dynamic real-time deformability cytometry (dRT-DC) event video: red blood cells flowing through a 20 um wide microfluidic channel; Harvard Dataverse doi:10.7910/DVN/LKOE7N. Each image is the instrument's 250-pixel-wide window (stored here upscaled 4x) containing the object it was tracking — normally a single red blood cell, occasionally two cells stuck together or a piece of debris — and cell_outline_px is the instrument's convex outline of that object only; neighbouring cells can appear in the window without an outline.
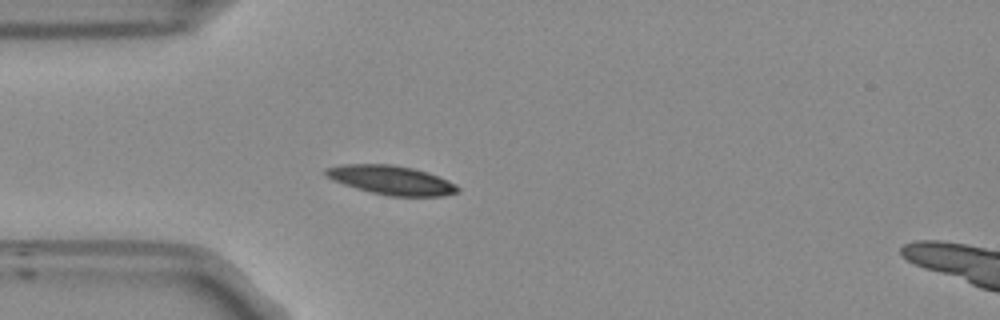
{"species": "Egyptian fruit bat (a non-hibernating species)", "species_latin": "Rousettus aegyptiacus", "temperature_condition": "room temperature", "stored_images_in_passage": 40, "camera_frame_rate_fps": 3000, "um_per_image_px": 0.085, "frame": {"image": 1, "passage_image": 1, "time_ms": 0.0, "image_size_px": [1000, 320], "cell_outline_px": [[460, 192], [444, 196], [388, 196], [356, 188], [332, 180], [324, 176], [324, 168], [340, 164], [392, 164], [412, 168], [428, 172], [448, 180], [456, 184], [460, 188]], "centroid_in_image_um": [33.25, 15.3], "position_along_channel_um": 51.7, "area_um2": 22.54}}
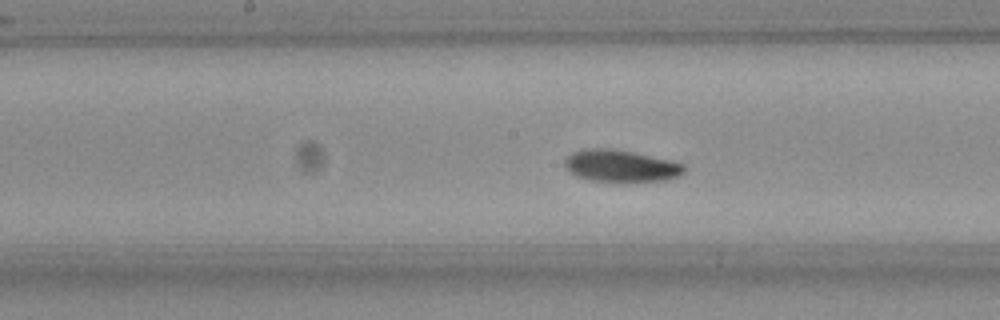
{"frame": {"image": 2, "passage_image": 13, "time_ms": 4.0, "image_size_px": [1000, 320], "cell_outline_px": [[684, 172], [680, 176], [668, 180], [588, 180], [576, 176], [568, 172], [564, 168], [564, 160], [572, 152], [588, 148], [612, 148], [672, 160], [684, 164]], "centroid_in_image_um": [52.74, 14.08], "position_along_channel_um": 195.5, "area_um2": 22.08}}
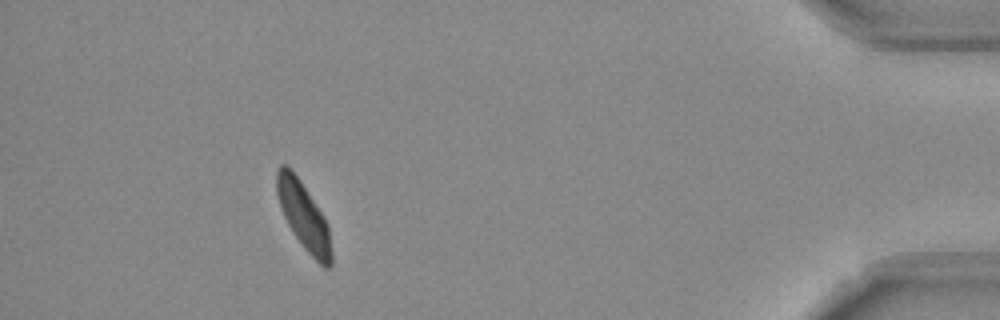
{"frame": {"image": 3, "passage_image": 35, "time_ms": 11.333, "image_size_px": [1000, 320], "cell_outline_px": [[332, 268], [324, 268], [304, 248], [292, 232], [280, 208], [276, 192], [276, 172], [280, 164], [284, 164], [300, 180], [324, 216], [328, 224], [332, 252]], "centroid_in_image_um": [25.82, 18.4], "position_along_channel_um": 409.4, "area_um2": 21.39}, "authors_computed_cell_mechanics": {"area_um2": 21.8773, "velocity_mm_per_s": 3.7597, "shape_relaxation_time_tau1_ms": 2.1984, "shape_relaxation_time_tau2_ms": 3.967, "deformation_change_tau1": 0.09, "deformation_change_tau2": 0.0849}}